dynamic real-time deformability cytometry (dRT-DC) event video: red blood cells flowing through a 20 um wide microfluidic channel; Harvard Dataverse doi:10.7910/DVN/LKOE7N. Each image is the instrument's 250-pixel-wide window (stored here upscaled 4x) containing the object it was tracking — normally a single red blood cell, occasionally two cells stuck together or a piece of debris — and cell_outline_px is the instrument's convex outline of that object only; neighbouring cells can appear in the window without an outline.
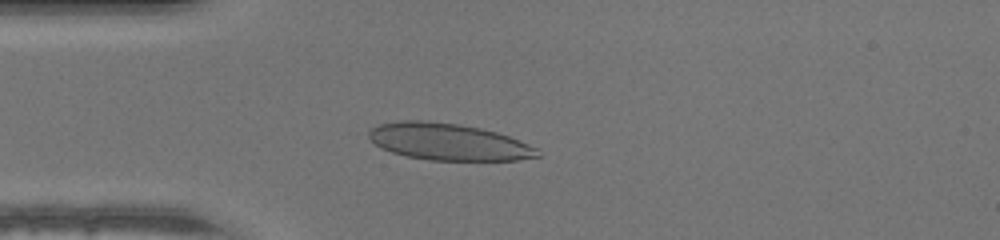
{"species": "human", "species_latin": "Homo sapiens", "temperature_condition": "warm", "stored_images_in_passage": 46, "camera_frame_rate_fps": 3000, "um_per_image_px": 0.085, "donor": {"sex": "male"}, "frame": {"image": 1, "passage_image": 11, "time_ms": 3.333, "image_size_px": [1000, 240], "cell_outline_px": [[540, 156], [516, 160], [428, 160], [404, 156], [380, 148], [368, 136], [368, 132], [372, 128], [380, 124], [396, 120], [428, 120], [456, 124], [480, 128], [496, 132], [508, 136], [528, 144], [536, 148]], "centroid_in_image_um": [38.06, 12.05], "position_along_channel_um": 46.9, "area_um2": 36.07}}
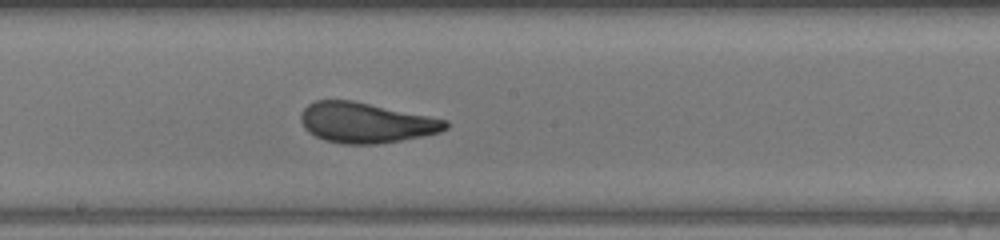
{"frame": {"image": 2, "passage_image": 24, "time_ms": 7.667, "image_size_px": [1000, 240], "cell_outline_px": [[448, 128], [440, 132], [400, 140], [376, 144], [344, 144], [324, 140], [308, 132], [304, 128], [300, 120], [300, 116], [304, 108], [308, 104], [316, 100], [352, 100], [448, 120]], "centroid_in_image_um": [31.07, 10.43], "position_along_channel_um": 217.1, "area_um2": 33.81}}
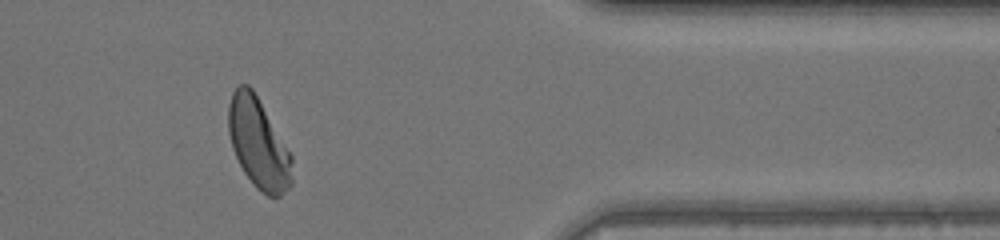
{"frame": {"image": 3, "passage_image": 38, "time_ms": 12.333, "image_size_px": [1000, 240], "cell_outline_px": [[292, 184], [280, 196], [268, 196], [256, 188], [252, 184], [244, 172], [232, 148], [228, 132], [228, 104], [232, 92], [240, 84], [248, 84], [252, 88], [292, 156]], "centroid_in_image_um": [21.95, 12.2], "position_along_channel_um": 389.5, "area_um2": 33.18}}